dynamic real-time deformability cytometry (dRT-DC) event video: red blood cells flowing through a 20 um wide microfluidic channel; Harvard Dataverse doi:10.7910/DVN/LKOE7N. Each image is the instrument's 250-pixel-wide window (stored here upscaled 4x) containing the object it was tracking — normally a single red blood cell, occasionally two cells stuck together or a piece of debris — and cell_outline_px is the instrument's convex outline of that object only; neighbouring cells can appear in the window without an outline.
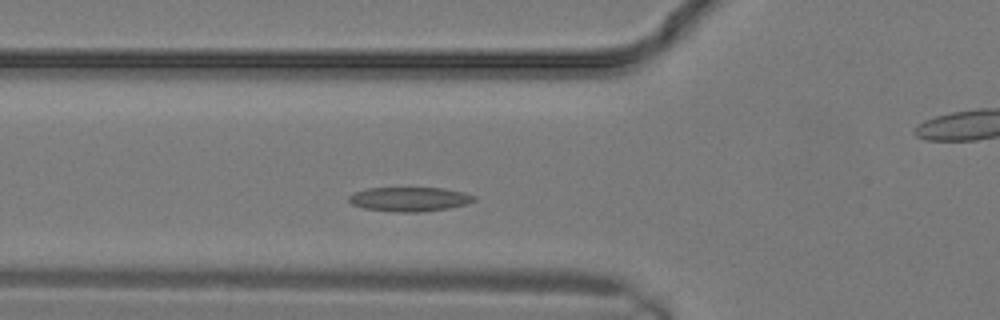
{"species": "common noctule bat (a hibernating species)", "species_latin": "Nyctalus noctula", "temperature_condition": "warm", "stored_images_in_passage": 12, "camera_frame_rate_fps": 3000, "um_per_image_px": 0.085, "animal": {"sex": "male", "body_mass_g": 19.2, "forearm_length_mm": 51.8}, "frame": {"image": 1, "passage_image": 6, "time_ms": 1.667, "image_size_px": [1000, 320], "cell_outline_px": [[476, 200], [468, 204], [448, 208], [420, 212], [400, 212], [364, 208], [352, 204], [348, 200], [348, 196], [356, 192], [368, 188], [444, 188], [464, 192], [476, 196]], "centroid_in_image_um": [34.85, 16.93], "position_along_channel_um": 90.9, "area_um2": 17.69}}
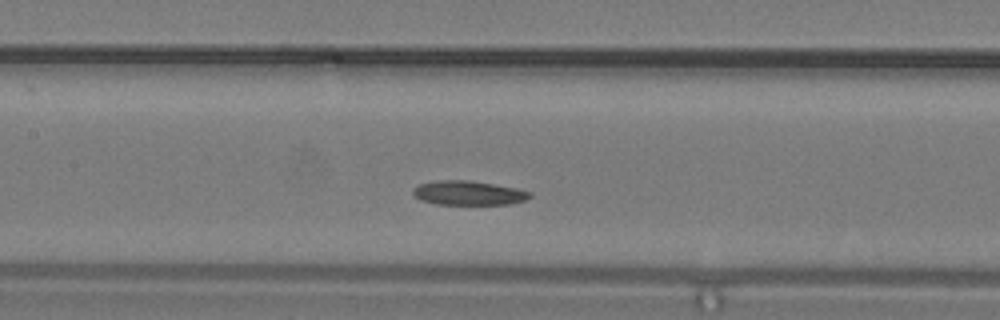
{"frame": {"image": 2, "passage_image": 9, "time_ms": 2.667, "image_size_px": [1000, 320], "cell_outline_px": [[532, 196], [524, 200], [508, 204], [436, 204], [420, 200], [412, 192], [412, 188], [420, 184], [436, 180], [468, 180], [516, 188], [532, 192]], "centroid_in_image_um": [39.8, 16.4], "position_along_channel_um": 167.6, "area_um2": 16.42}}